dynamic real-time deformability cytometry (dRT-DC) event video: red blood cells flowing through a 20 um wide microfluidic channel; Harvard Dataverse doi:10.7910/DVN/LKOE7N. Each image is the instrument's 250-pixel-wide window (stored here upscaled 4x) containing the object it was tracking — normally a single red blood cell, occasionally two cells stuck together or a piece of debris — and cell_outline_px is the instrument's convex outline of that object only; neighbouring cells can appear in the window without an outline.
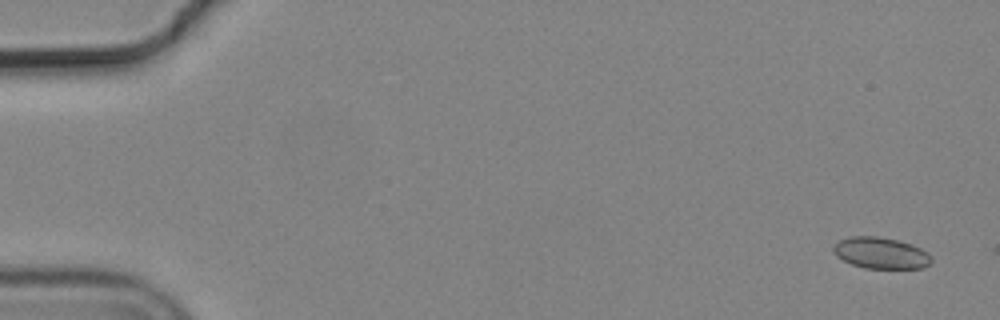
{"species": "common noctule bat (a hibernating species)", "species_latin": "Nyctalus noctula", "temperature_condition": "cold", "stored_images_in_passage": 57, "camera_frame_rate_fps": 3000, "um_per_image_px": 0.085, "animal": {"sex": "male", "body_mass_g": 19.2, "forearm_length_mm": 51.8}, "frame": {"image": 1, "passage_image": 3, "time_ms": 0.667, "image_size_px": [1000, 320], "cell_outline_px": [[932, 260], [924, 268], [864, 268], [852, 264], [836, 256], [832, 252], [832, 248], [840, 240], [848, 236], [880, 236], [912, 244], [928, 252], [932, 256]], "centroid_in_image_um": [74.87, 21.5], "position_along_channel_um": 10.1, "area_um2": 17.98}}
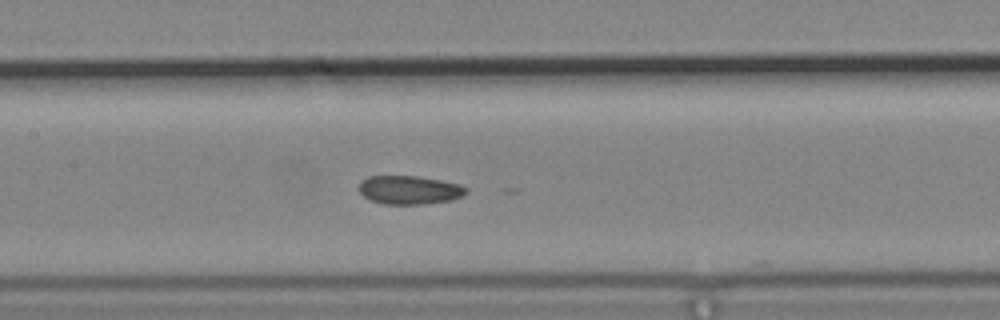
{"frame": {"image": 2, "passage_image": 28, "time_ms": 9.0, "image_size_px": [1000, 320], "cell_outline_px": [[468, 192], [452, 200], [424, 204], [384, 204], [372, 200], [364, 196], [360, 192], [360, 180], [368, 176], [416, 176], [440, 180], [460, 184], [468, 188]], "centroid_in_image_um": [34.81, 16.14], "position_along_channel_um": 172.6, "area_um2": 17.8}}
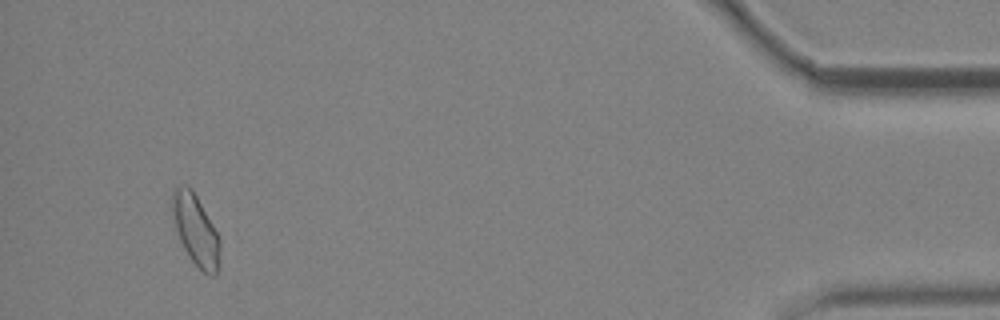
{"frame": {"image": 3, "passage_image": 54, "time_ms": 17.667, "image_size_px": [1000, 320], "cell_outline_px": [[220, 248], [216, 276], [208, 276], [188, 256], [180, 240], [176, 228], [172, 208], [172, 192], [180, 184], [184, 184], [192, 188], [212, 224], [220, 240]], "centroid_in_image_um": [16.63, 19.54], "position_along_channel_um": 418.6, "area_um2": 19.25}, "authors_computed_cell_mechanics": {"area_um2": 18.496, "velocity_mm_per_s": 3.6746, "shape_relaxation_time_tau1_ms": null, "shape_relaxation_time_tau2_ms": 3.8534, "deformation_change_tau1": null, "deformation_change_tau2": 0.0885}}